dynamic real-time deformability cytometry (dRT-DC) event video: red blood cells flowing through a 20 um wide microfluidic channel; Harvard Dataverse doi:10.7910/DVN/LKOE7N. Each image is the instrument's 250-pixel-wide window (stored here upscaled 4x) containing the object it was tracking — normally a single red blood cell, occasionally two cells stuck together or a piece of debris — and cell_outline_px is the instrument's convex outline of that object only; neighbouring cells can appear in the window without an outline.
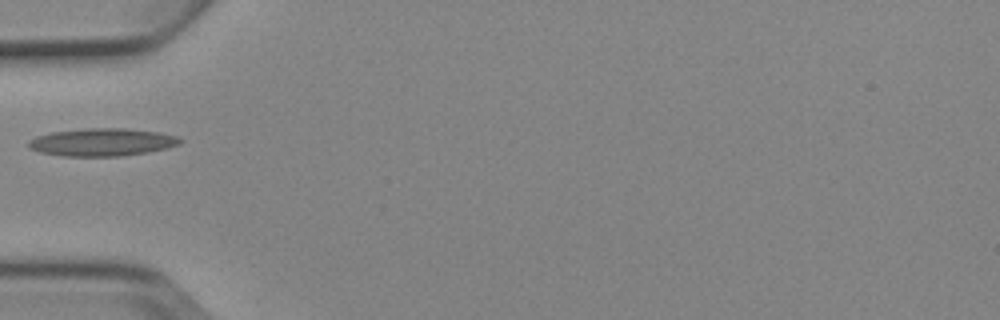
{"species": "Egyptian fruit bat (a non-hibernating species)", "species_latin": "Rousettus aegyptiacus", "temperature_condition": "cold", "stored_images_in_passage": 5, "camera_frame_rate_fps": 3000, "um_per_image_px": 0.085, "animal": {"sex": "female"}, "frame": {"image": 1, "passage_image": 5, "time_ms": 4.667, "image_size_px": [1000, 320], "cell_outline_px": [[184, 140], [180, 144], [148, 152], [120, 156], [64, 156], [40, 152], [28, 148], [28, 140], [36, 136], [52, 132], [88, 128], [124, 128], [156, 132], [176, 136]], "centroid_in_image_um": [8.65, 12.08], "position_along_channel_um": 76.4, "area_um2": 24.33}}